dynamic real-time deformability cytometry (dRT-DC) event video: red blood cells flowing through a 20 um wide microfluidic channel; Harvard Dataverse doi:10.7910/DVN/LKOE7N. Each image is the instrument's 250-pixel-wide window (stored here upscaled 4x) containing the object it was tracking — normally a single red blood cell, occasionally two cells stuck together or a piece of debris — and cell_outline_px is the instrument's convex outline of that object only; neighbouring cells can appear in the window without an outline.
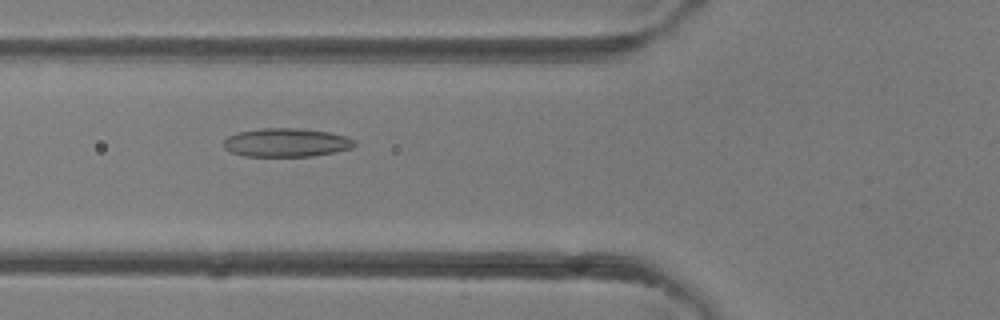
{"species": "common noctule bat (a hibernating species)", "species_latin": "Nyctalus noctula", "temperature_condition": "room temperature", "stored_images_in_passage": 34, "camera_frame_rate_fps": 3000, "um_per_image_px": 0.085, "animal": {"sex": "female"}, "frame": {"image": 1, "passage_image": 8, "time_ms": 2.333, "image_size_px": [1000, 320], "cell_outline_px": [[356, 144], [352, 148], [336, 152], [312, 156], [244, 156], [232, 152], [224, 148], [224, 140], [228, 136], [236, 132], [264, 128], [296, 128], [328, 132], [344, 136], [356, 140]], "centroid_in_image_um": [24.34, 12.12], "position_along_channel_um": 101.5, "area_um2": 21.79}}
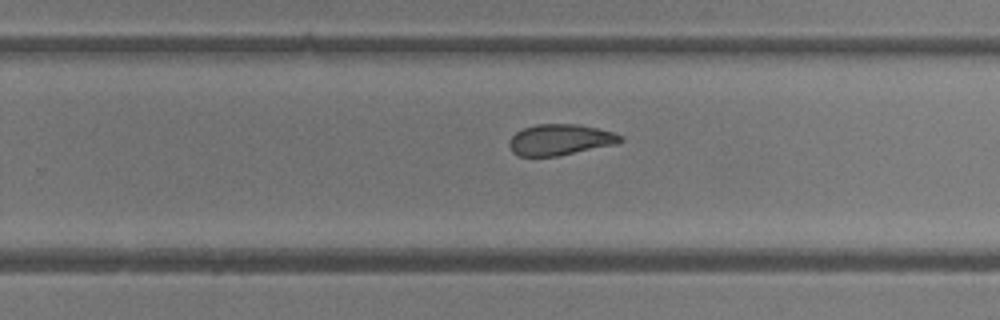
{"frame": {"image": 2, "passage_image": 19, "time_ms": 6.0, "image_size_px": [1000, 320], "cell_outline_px": [[624, 140], [612, 144], [556, 156], [520, 156], [512, 152], [508, 144], [508, 140], [516, 132], [524, 128], [536, 124], [580, 124], [612, 132], [624, 136]], "centroid_in_image_um": [47.56, 11.86], "position_along_channel_um": 282.2, "area_um2": 19.83}}
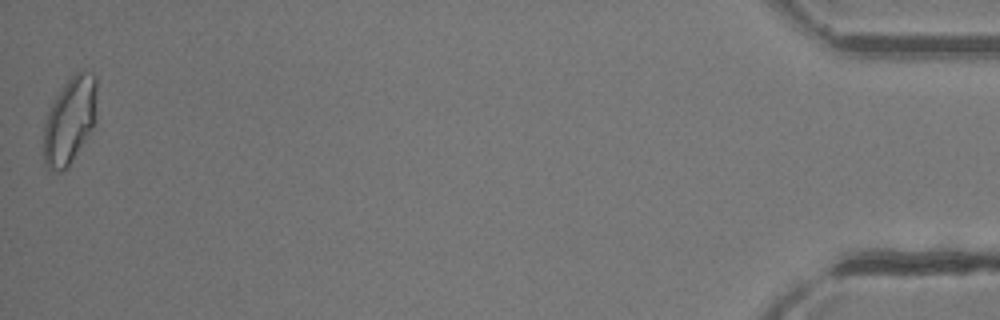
{"frame": {"image": 3, "passage_image": 34, "time_ms": 11.0, "image_size_px": [1000, 320], "cell_outline_px": [[96, 120], [92, 128], [68, 168], [60, 172], [52, 172], [44, 164], [44, 124], [48, 108], [64, 84], [76, 72], [84, 68], [92, 72], [96, 76]], "centroid_in_image_um": [5.93, 10.23], "position_along_channel_um": 429.3, "area_um2": 27.28}}